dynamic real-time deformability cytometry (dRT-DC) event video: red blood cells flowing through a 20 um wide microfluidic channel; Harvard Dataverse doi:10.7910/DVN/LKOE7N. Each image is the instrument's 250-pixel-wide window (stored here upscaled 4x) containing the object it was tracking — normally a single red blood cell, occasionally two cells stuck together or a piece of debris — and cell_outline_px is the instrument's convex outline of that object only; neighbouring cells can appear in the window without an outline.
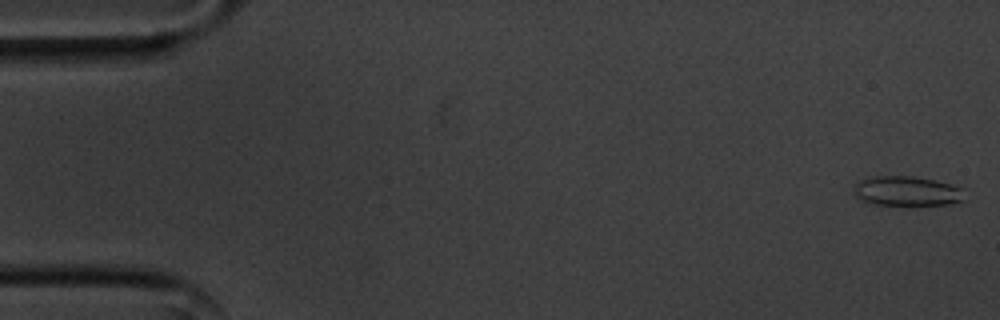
{"species": "common noctule bat (a hibernating species)", "species_latin": "Nyctalus noctula", "temperature_condition": "cold", "stored_images_in_passage": 15, "camera_frame_rate_fps": 3000, "um_per_image_px": 0.085, "animal": {"sex": "male", "body_mass_g": 20.1, "forearm_length_mm": 53.5}, "frame": {"image": 1, "passage_image": 1, "time_ms": 0.0, "image_size_px": [1000, 320], "cell_outline_px": [[964, 200], [952, 204], [876, 204], [864, 200], [856, 196], [852, 192], [856, 184], [872, 176], [912, 176], [936, 180], [960, 188]], "centroid_in_image_um": [77.08, 16.23], "position_along_channel_um": 7.9, "area_um2": 18.61}}
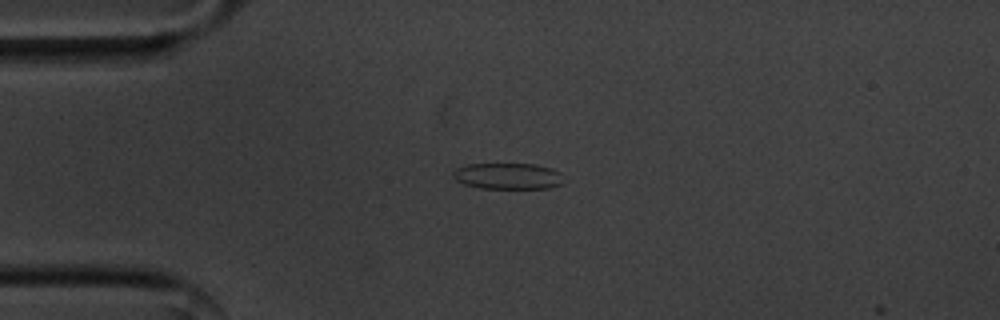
{"frame": {"image": 2, "passage_image": 13, "time_ms": 4.0, "image_size_px": [1000, 320], "cell_outline_px": [[560, 184], [552, 188], [480, 188], [464, 184], [456, 180], [452, 176], [452, 172], [456, 168], [468, 164], [536, 164], [552, 168], [560, 172]], "centroid_in_image_um": [43.13, 14.96], "position_along_channel_um": 41.9, "area_um2": 16.82}}